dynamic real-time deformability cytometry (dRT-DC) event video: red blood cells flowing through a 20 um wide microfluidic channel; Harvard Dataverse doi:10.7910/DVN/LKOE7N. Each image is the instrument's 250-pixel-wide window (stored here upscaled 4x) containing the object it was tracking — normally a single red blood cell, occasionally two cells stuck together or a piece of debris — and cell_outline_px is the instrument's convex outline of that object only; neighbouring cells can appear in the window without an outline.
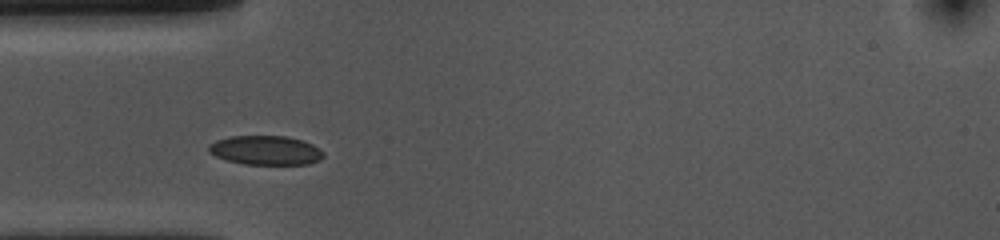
{"species": "common noctule bat (a hibernating species)", "species_latin": "Nyctalus noctula", "temperature_condition": "cold", "stored_images_in_passage": 13, "camera_frame_rate_fps": 3000, "um_per_image_px": 0.085, "animal": {"sex": "female", "body_mass_g": 10.0, "forearm_length_mm": 53.1}, "frame": {"image": 1, "passage_image": 6, "time_ms": 1.667, "image_size_px": [1000, 240], "cell_outline_px": [[324, 156], [320, 160], [308, 164], [244, 164], [228, 160], [216, 156], [208, 152], [208, 144], [216, 140], [228, 136], [288, 136], [312, 144], [324, 152]], "centroid_in_image_um": [22.56, 12.77], "position_along_channel_um": 62.4, "area_um2": 19.54}}
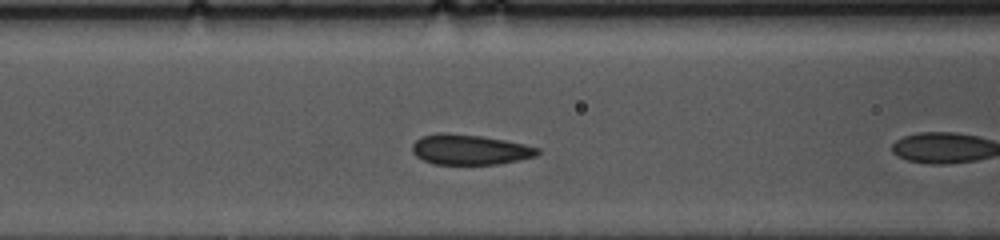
{"frame": {"image": 2, "passage_image": 8, "time_ms": 2.333, "image_size_px": [1000, 240], "cell_outline_px": [[540, 152], [536, 156], [496, 164], [432, 164], [416, 156], [412, 152], [412, 144], [420, 136], [436, 132], [448, 132], [480, 136], [504, 140], [524, 144], [540, 148]], "centroid_in_image_um": [39.88, 12.7], "position_along_channel_um": 126.7, "area_um2": 22.14}}
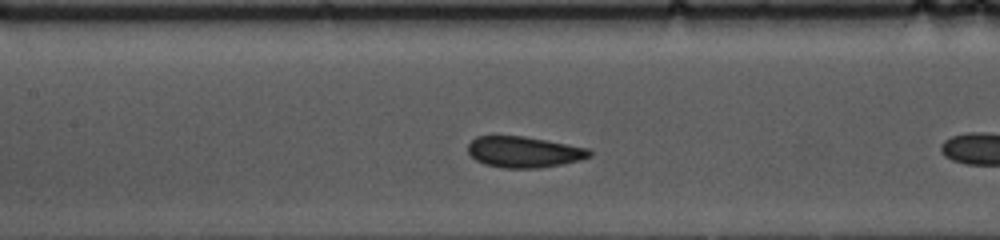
{"frame": {"image": 3, "passage_image": 11, "time_ms": 3.333, "image_size_px": [1000, 240], "cell_outline_px": [[592, 156], [580, 160], [560, 164], [536, 168], [500, 168], [484, 164], [476, 160], [468, 152], [468, 144], [476, 136], [524, 136], [588, 148], [592, 152]], "centroid_in_image_um": [44.52, 12.92], "position_along_channel_um": 162.9, "area_um2": 21.91}}